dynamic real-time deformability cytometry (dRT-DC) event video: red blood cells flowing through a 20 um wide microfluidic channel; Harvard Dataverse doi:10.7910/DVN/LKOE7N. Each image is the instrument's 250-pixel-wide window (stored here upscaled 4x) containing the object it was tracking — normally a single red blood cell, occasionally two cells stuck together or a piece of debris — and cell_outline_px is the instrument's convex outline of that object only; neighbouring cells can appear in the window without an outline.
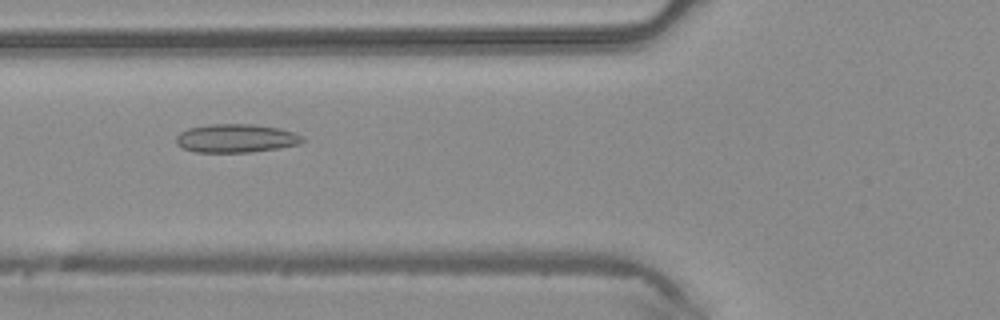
{"species": "common noctule bat (a hibernating species)", "species_latin": "Nyctalus noctula", "temperature_condition": "warm", "stored_images_in_passage": 47, "camera_frame_rate_fps": 3000, "um_per_image_px": 0.085, "animal": {"sex": "male", "body_mass_g": 20.4}, "frame": {"image": 1, "passage_image": 18, "time_ms": 5.667, "image_size_px": [1000, 320], "cell_outline_px": [[304, 140], [300, 144], [252, 152], [196, 152], [180, 148], [176, 144], [176, 136], [180, 132], [188, 128], [212, 124], [252, 124], [280, 128], [304, 136]], "centroid_in_image_um": [20.04, 11.75], "position_along_channel_um": 105.8, "area_um2": 21.04}}
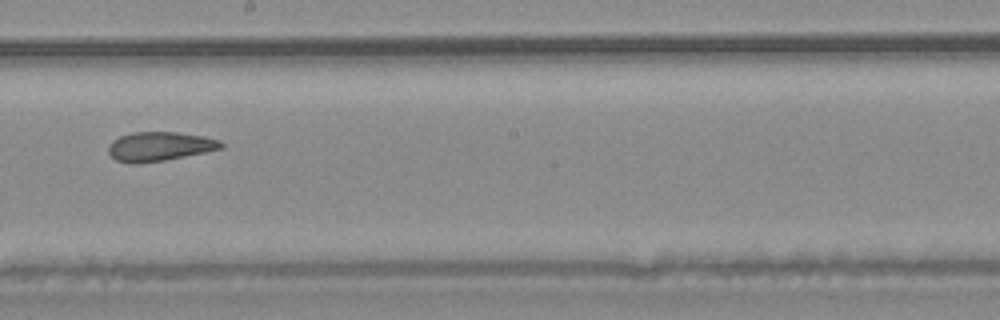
{"frame": {"image": 2, "passage_image": 27, "time_ms": 8.667, "image_size_px": [1000, 320], "cell_outline_px": [[224, 148], [164, 160], [116, 160], [108, 152], [108, 144], [112, 140], [120, 136], [132, 132], [176, 132], [204, 136], [220, 140], [224, 144]], "centroid_in_image_um": [13.62, 12.39], "position_along_channel_um": 234.6, "area_um2": 18.44}}
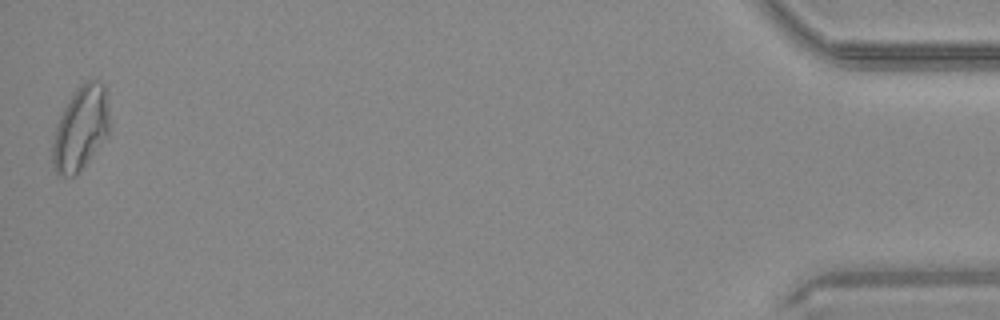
{"frame": {"image": 3, "passage_image": 47, "time_ms": 15.333, "image_size_px": [1000, 320], "cell_outline_px": [[108, 136], [88, 160], [72, 176], [60, 176], [56, 172], [52, 164], [52, 144], [56, 128], [60, 116], [72, 92], [80, 84], [88, 80], [96, 80], [104, 84], [108, 112]], "centroid_in_image_um": [6.84, 10.88], "position_along_channel_um": 428.4, "area_um2": 27.46}}